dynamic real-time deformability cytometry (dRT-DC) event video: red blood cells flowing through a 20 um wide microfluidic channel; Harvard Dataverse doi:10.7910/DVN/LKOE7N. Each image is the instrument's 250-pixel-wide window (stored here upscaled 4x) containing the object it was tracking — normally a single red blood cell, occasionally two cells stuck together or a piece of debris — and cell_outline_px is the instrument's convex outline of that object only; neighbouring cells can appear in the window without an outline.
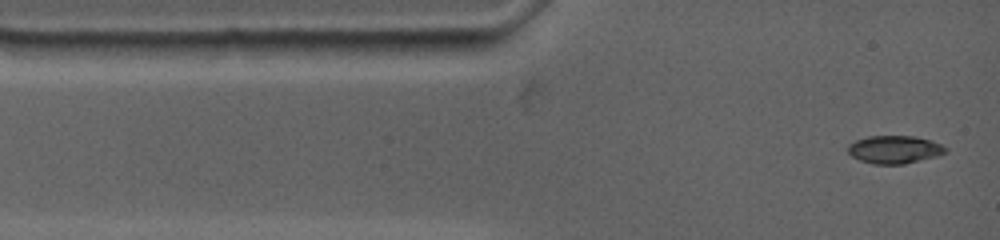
{"species": "common noctule bat (a hibernating species)", "species_latin": "Nyctalus noctula", "temperature_condition": "warm", "stored_images_in_passage": 4, "camera_frame_rate_fps": 4500, "um_per_image_px": 0.085, "animal": {"sex": "female", "body_mass_g": 19.0, "forearm_length_mm": 53.3}, "frame": {"image": 1, "passage_image": 4, "time_ms": 1.333, "image_size_px": [1000, 240], "cell_outline_px": [[948, 152], [936, 156], [904, 164], [872, 164], [860, 160], [852, 156], [848, 152], [848, 144], [856, 140], [868, 136], [916, 136], [932, 140], [948, 148]], "centroid_in_image_um": [76.05, 12.7], "position_along_channel_um": 9.0, "area_um2": 15.95}}